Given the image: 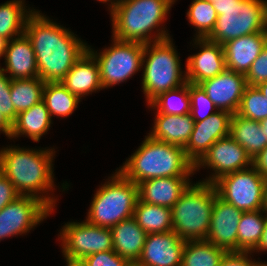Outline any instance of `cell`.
Listing matches in <instances>:
<instances>
[{"mask_svg":"<svg viewBox=\"0 0 267 266\" xmlns=\"http://www.w3.org/2000/svg\"><path fill=\"white\" fill-rule=\"evenodd\" d=\"M24 33L35 52L38 77L45 83L61 82L88 46L71 29L37 9L27 18Z\"/></svg>","mask_w":267,"mask_h":266,"instance_id":"cell-1","label":"cell"},{"mask_svg":"<svg viewBox=\"0 0 267 266\" xmlns=\"http://www.w3.org/2000/svg\"><path fill=\"white\" fill-rule=\"evenodd\" d=\"M55 147L27 148L8 146L0 149V171L20 195L39 198L54 212L58 201L53 197ZM53 192V193H50Z\"/></svg>","mask_w":267,"mask_h":266,"instance_id":"cell-2","label":"cell"},{"mask_svg":"<svg viewBox=\"0 0 267 266\" xmlns=\"http://www.w3.org/2000/svg\"><path fill=\"white\" fill-rule=\"evenodd\" d=\"M176 1L178 0H117L110 11L111 37L143 44L171 38L163 24Z\"/></svg>","mask_w":267,"mask_h":266,"instance_id":"cell-3","label":"cell"},{"mask_svg":"<svg viewBox=\"0 0 267 266\" xmlns=\"http://www.w3.org/2000/svg\"><path fill=\"white\" fill-rule=\"evenodd\" d=\"M117 170L138 185L161 177H192L195 165L183 147L161 142L147 134L136 151Z\"/></svg>","mask_w":267,"mask_h":266,"instance_id":"cell-4","label":"cell"},{"mask_svg":"<svg viewBox=\"0 0 267 266\" xmlns=\"http://www.w3.org/2000/svg\"><path fill=\"white\" fill-rule=\"evenodd\" d=\"M173 38L145 44L142 59V92L148 105L163 92L178 88L186 81Z\"/></svg>","mask_w":267,"mask_h":266,"instance_id":"cell-5","label":"cell"},{"mask_svg":"<svg viewBox=\"0 0 267 266\" xmlns=\"http://www.w3.org/2000/svg\"><path fill=\"white\" fill-rule=\"evenodd\" d=\"M216 193L214 184L191 182L171 208L173 232L184 241L206 240Z\"/></svg>","mask_w":267,"mask_h":266,"instance_id":"cell-6","label":"cell"},{"mask_svg":"<svg viewBox=\"0 0 267 266\" xmlns=\"http://www.w3.org/2000/svg\"><path fill=\"white\" fill-rule=\"evenodd\" d=\"M99 188L90 203L86 221L92 225L112 228L133 217L138 200V185L125 178L117 169Z\"/></svg>","mask_w":267,"mask_h":266,"instance_id":"cell-7","label":"cell"},{"mask_svg":"<svg viewBox=\"0 0 267 266\" xmlns=\"http://www.w3.org/2000/svg\"><path fill=\"white\" fill-rule=\"evenodd\" d=\"M213 5L218 17L208 40L222 45L267 30V0H217Z\"/></svg>","mask_w":267,"mask_h":266,"instance_id":"cell-8","label":"cell"},{"mask_svg":"<svg viewBox=\"0 0 267 266\" xmlns=\"http://www.w3.org/2000/svg\"><path fill=\"white\" fill-rule=\"evenodd\" d=\"M111 39L112 44L100 52L87 46L98 63L103 89L124 83L142 70L145 44Z\"/></svg>","mask_w":267,"mask_h":266,"instance_id":"cell-9","label":"cell"},{"mask_svg":"<svg viewBox=\"0 0 267 266\" xmlns=\"http://www.w3.org/2000/svg\"><path fill=\"white\" fill-rule=\"evenodd\" d=\"M265 180L253 166L226 174L213 184L217 195L244 212L263 209Z\"/></svg>","mask_w":267,"mask_h":266,"instance_id":"cell-10","label":"cell"},{"mask_svg":"<svg viewBox=\"0 0 267 266\" xmlns=\"http://www.w3.org/2000/svg\"><path fill=\"white\" fill-rule=\"evenodd\" d=\"M58 241L64 259L82 260L98 252L113 250L110 228L100 227L83 221L65 223L59 230Z\"/></svg>","mask_w":267,"mask_h":266,"instance_id":"cell-11","label":"cell"},{"mask_svg":"<svg viewBox=\"0 0 267 266\" xmlns=\"http://www.w3.org/2000/svg\"><path fill=\"white\" fill-rule=\"evenodd\" d=\"M50 214L51 209L39 198L20 195L0 210V242L29 233Z\"/></svg>","mask_w":267,"mask_h":266,"instance_id":"cell-12","label":"cell"},{"mask_svg":"<svg viewBox=\"0 0 267 266\" xmlns=\"http://www.w3.org/2000/svg\"><path fill=\"white\" fill-rule=\"evenodd\" d=\"M252 166V158L246 150L231 136L217 140L195 165V172L200 168L210 169L211 174L203 182L213 184L220 177Z\"/></svg>","mask_w":267,"mask_h":266,"instance_id":"cell-13","label":"cell"},{"mask_svg":"<svg viewBox=\"0 0 267 266\" xmlns=\"http://www.w3.org/2000/svg\"><path fill=\"white\" fill-rule=\"evenodd\" d=\"M232 115L230 112L218 110L203 121H195L190 139L183 148L194 165L217 140L229 136Z\"/></svg>","mask_w":267,"mask_h":266,"instance_id":"cell-14","label":"cell"},{"mask_svg":"<svg viewBox=\"0 0 267 266\" xmlns=\"http://www.w3.org/2000/svg\"><path fill=\"white\" fill-rule=\"evenodd\" d=\"M193 48H199L198 53L186 59V81L199 85L204 80L214 78L224 72L226 61L223 46L207 38H193Z\"/></svg>","mask_w":267,"mask_h":266,"instance_id":"cell-15","label":"cell"},{"mask_svg":"<svg viewBox=\"0 0 267 266\" xmlns=\"http://www.w3.org/2000/svg\"><path fill=\"white\" fill-rule=\"evenodd\" d=\"M244 211L224 201L217 193L206 241L228 252H237V232Z\"/></svg>","mask_w":267,"mask_h":266,"instance_id":"cell-16","label":"cell"},{"mask_svg":"<svg viewBox=\"0 0 267 266\" xmlns=\"http://www.w3.org/2000/svg\"><path fill=\"white\" fill-rule=\"evenodd\" d=\"M199 85L218 110L231 114L237 113L244 90L248 86L244 74L227 69Z\"/></svg>","mask_w":267,"mask_h":266,"instance_id":"cell-17","label":"cell"},{"mask_svg":"<svg viewBox=\"0 0 267 266\" xmlns=\"http://www.w3.org/2000/svg\"><path fill=\"white\" fill-rule=\"evenodd\" d=\"M186 241L172 231L147 234L138 266H181Z\"/></svg>","mask_w":267,"mask_h":266,"instance_id":"cell-18","label":"cell"},{"mask_svg":"<svg viewBox=\"0 0 267 266\" xmlns=\"http://www.w3.org/2000/svg\"><path fill=\"white\" fill-rule=\"evenodd\" d=\"M267 44V30L231 39L222 44L227 70L246 75Z\"/></svg>","mask_w":267,"mask_h":266,"instance_id":"cell-19","label":"cell"},{"mask_svg":"<svg viewBox=\"0 0 267 266\" xmlns=\"http://www.w3.org/2000/svg\"><path fill=\"white\" fill-rule=\"evenodd\" d=\"M4 65L0 70L11 79H31L38 77V68L32 43L25 33L7 42Z\"/></svg>","mask_w":267,"mask_h":266,"instance_id":"cell-20","label":"cell"},{"mask_svg":"<svg viewBox=\"0 0 267 266\" xmlns=\"http://www.w3.org/2000/svg\"><path fill=\"white\" fill-rule=\"evenodd\" d=\"M60 83L81 100L103 89L98 63L88 50L76 61Z\"/></svg>","mask_w":267,"mask_h":266,"instance_id":"cell-21","label":"cell"},{"mask_svg":"<svg viewBox=\"0 0 267 266\" xmlns=\"http://www.w3.org/2000/svg\"><path fill=\"white\" fill-rule=\"evenodd\" d=\"M191 180L190 177H161L142 181L138 184V197L147 204L171 209Z\"/></svg>","mask_w":267,"mask_h":266,"instance_id":"cell-22","label":"cell"},{"mask_svg":"<svg viewBox=\"0 0 267 266\" xmlns=\"http://www.w3.org/2000/svg\"><path fill=\"white\" fill-rule=\"evenodd\" d=\"M153 121L152 130L148 135L155 140L183 148L189 141L195 124L191 113L185 115L156 113Z\"/></svg>","mask_w":267,"mask_h":266,"instance_id":"cell-23","label":"cell"},{"mask_svg":"<svg viewBox=\"0 0 267 266\" xmlns=\"http://www.w3.org/2000/svg\"><path fill=\"white\" fill-rule=\"evenodd\" d=\"M113 250L130 263H136L142 253L147 233L133 217L122 220L110 228Z\"/></svg>","mask_w":267,"mask_h":266,"instance_id":"cell-24","label":"cell"},{"mask_svg":"<svg viewBox=\"0 0 267 266\" xmlns=\"http://www.w3.org/2000/svg\"><path fill=\"white\" fill-rule=\"evenodd\" d=\"M53 124L50 113L43 101L33 105L30 109L20 112L12 124L10 139L28 137L33 142H39L47 134ZM14 138V139H13Z\"/></svg>","mask_w":267,"mask_h":266,"instance_id":"cell-25","label":"cell"},{"mask_svg":"<svg viewBox=\"0 0 267 266\" xmlns=\"http://www.w3.org/2000/svg\"><path fill=\"white\" fill-rule=\"evenodd\" d=\"M253 159L267 146V137L261 130L260 121L243 118L233 114L230 123V134Z\"/></svg>","mask_w":267,"mask_h":266,"instance_id":"cell-26","label":"cell"},{"mask_svg":"<svg viewBox=\"0 0 267 266\" xmlns=\"http://www.w3.org/2000/svg\"><path fill=\"white\" fill-rule=\"evenodd\" d=\"M133 218L147 234L173 230L170 208L147 204L139 198L135 205Z\"/></svg>","mask_w":267,"mask_h":266,"instance_id":"cell-27","label":"cell"},{"mask_svg":"<svg viewBox=\"0 0 267 266\" xmlns=\"http://www.w3.org/2000/svg\"><path fill=\"white\" fill-rule=\"evenodd\" d=\"M25 0H10L0 5V36L8 41L22 35L29 15L35 10Z\"/></svg>","mask_w":267,"mask_h":266,"instance_id":"cell-28","label":"cell"},{"mask_svg":"<svg viewBox=\"0 0 267 266\" xmlns=\"http://www.w3.org/2000/svg\"><path fill=\"white\" fill-rule=\"evenodd\" d=\"M42 101L45 103L51 118L56 116L65 119L74 113L82 100L60 82H57L45 83Z\"/></svg>","mask_w":267,"mask_h":266,"instance_id":"cell-29","label":"cell"},{"mask_svg":"<svg viewBox=\"0 0 267 266\" xmlns=\"http://www.w3.org/2000/svg\"><path fill=\"white\" fill-rule=\"evenodd\" d=\"M263 210L243 212L238 225L237 252H252L261 239L267 216Z\"/></svg>","mask_w":267,"mask_h":266,"instance_id":"cell-30","label":"cell"},{"mask_svg":"<svg viewBox=\"0 0 267 266\" xmlns=\"http://www.w3.org/2000/svg\"><path fill=\"white\" fill-rule=\"evenodd\" d=\"M226 253L206 240L186 241L181 266H219Z\"/></svg>","mask_w":267,"mask_h":266,"instance_id":"cell-31","label":"cell"},{"mask_svg":"<svg viewBox=\"0 0 267 266\" xmlns=\"http://www.w3.org/2000/svg\"><path fill=\"white\" fill-rule=\"evenodd\" d=\"M45 82L39 77L11 79L10 95L17 114L30 109L43 99Z\"/></svg>","mask_w":267,"mask_h":266,"instance_id":"cell-32","label":"cell"},{"mask_svg":"<svg viewBox=\"0 0 267 266\" xmlns=\"http://www.w3.org/2000/svg\"><path fill=\"white\" fill-rule=\"evenodd\" d=\"M148 108L155 111L154 114L185 115L190 113L189 82L161 93L148 104Z\"/></svg>","mask_w":267,"mask_h":266,"instance_id":"cell-33","label":"cell"},{"mask_svg":"<svg viewBox=\"0 0 267 266\" xmlns=\"http://www.w3.org/2000/svg\"><path fill=\"white\" fill-rule=\"evenodd\" d=\"M186 15L196 31L194 38H207L214 29L218 17L213 3L207 0H192Z\"/></svg>","mask_w":267,"mask_h":266,"instance_id":"cell-34","label":"cell"},{"mask_svg":"<svg viewBox=\"0 0 267 266\" xmlns=\"http://www.w3.org/2000/svg\"><path fill=\"white\" fill-rule=\"evenodd\" d=\"M236 114L243 118L261 121L267 118V99L256 86H247Z\"/></svg>","mask_w":267,"mask_h":266,"instance_id":"cell-35","label":"cell"},{"mask_svg":"<svg viewBox=\"0 0 267 266\" xmlns=\"http://www.w3.org/2000/svg\"><path fill=\"white\" fill-rule=\"evenodd\" d=\"M189 96L191 104L190 113L194 121H203L218 111L200 85L189 83Z\"/></svg>","mask_w":267,"mask_h":266,"instance_id":"cell-36","label":"cell"},{"mask_svg":"<svg viewBox=\"0 0 267 266\" xmlns=\"http://www.w3.org/2000/svg\"><path fill=\"white\" fill-rule=\"evenodd\" d=\"M11 78L2 70H0V112L12 124L17 118L10 95Z\"/></svg>","mask_w":267,"mask_h":266,"instance_id":"cell-37","label":"cell"},{"mask_svg":"<svg viewBox=\"0 0 267 266\" xmlns=\"http://www.w3.org/2000/svg\"><path fill=\"white\" fill-rule=\"evenodd\" d=\"M245 78L248 86H257L259 83L267 81V44L252 63Z\"/></svg>","mask_w":267,"mask_h":266,"instance_id":"cell-38","label":"cell"},{"mask_svg":"<svg viewBox=\"0 0 267 266\" xmlns=\"http://www.w3.org/2000/svg\"><path fill=\"white\" fill-rule=\"evenodd\" d=\"M86 266H129L131 263L114 250L94 253L82 259Z\"/></svg>","mask_w":267,"mask_h":266,"instance_id":"cell-39","label":"cell"},{"mask_svg":"<svg viewBox=\"0 0 267 266\" xmlns=\"http://www.w3.org/2000/svg\"><path fill=\"white\" fill-rule=\"evenodd\" d=\"M19 196L11 181L0 171V210Z\"/></svg>","mask_w":267,"mask_h":266,"instance_id":"cell-40","label":"cell"},{"mask_svg":"<svg viewBox=\"0 0 267 266\" xmlns=\"http://www.w3.org/2000/svg\"><path fill=\"white\" fill-rule=\"evenodd\" d=\"M253 254L250 252H228L219 266H251Z\"/></svg>","mask_w":267,"mask_h":266,"instance_id":"cell-41","label":"cell"},{"mask_svg":"<svg viewBox=\"0 0 267 266\" xmlns=\"http://www.w3.org/2000/svg\"><path fill=\"white\" fill-rule=\"evenodd\" d=\"M254 169L267 178V146L252 159Z\"/></svg>","mask_w":267,"mask_h":266,"instance_id":"cell-42","label":"cell"},{"mask_svg":"<svg viewBox=\"0 0 267 266\" xmlns=\"http://www.w3.org/2000/svg\"><path fill=\"white\" fill-rule=\"evenodd\" d=\"M2 133L5 134L8 139H10L12 134V123L0 112V134Z\"/></svg>","mask_w":267,"mask_h":266,"instance_id":"cell-43","label":"cell"},{"mask_svg":"<svg viewBox=\"0 0 267 266\" xmlns=\"http://www.w3.org/2000/svg\"><path fill=\"white\" fill-rule=\"evenodd\" d=\"M267 251V220L264 225V230L261 236V239L258 243V246L251 252L252 254L255 253H261V252H266Z\"/></svg>","mask_w":267,"mask_h":266,"instance_id":"cell-44","label":"cell"},{"mask_svg":"<svg viewBox=\"0 0 267 266\" xmlns=\"http://www.w3.org/2000/svg\"><path fill=\"white\" fill-rule=\"evenodd\" d=\"M8 40L0 36V59L3 58ZM1 64V63H0Z\"/></svg>","mask_w":267,"mask_h":266,"instance_id":"cell-45","label":"cell"},{"mask_svg":"<svg viewBox=\"0 0 267 266\" xmlns=\"http://www.w3.org/2000/svg\"><path fill=\"white\" fill-rule=\"evenodd\" d=\"M256 87L263 94V96L267 99V81L259 83Z\"/></svg>","mask_w":267,"mask_h":266,"instance_id":"cell-46","label":"cell"},{"mask_svg":"<svg viewBox=\"0 0 267 266\" xmlns=\"http://www.w3.org/2000/svg\"><path fill=\"white\" fill-rule=\"evenodd\" d=\"M66 266H86L85 263L82 260H68L65 259Z\"/></svg>","mask_w":267,"mask_h":266,"instance_id":"cell-47","label":"cell"},{"mask_svg":"<svg viewBox=\"0 0 267 266\" xmlns=\"http://www.w3.org/2000/svg\"><path fill=\"white\" fill-rule=\"evenodd\" d=\"M264 213L267 216V178L265 180V185H264V204H263V209Z\"/></svg>","mask_w":267,"mask_h":266,"instance_id":"cell-48","label":"cell"},{"mask_svg":"<svg viewBox=\"0 0 267 266\" xmlns=\"http://www.w3.org/2000/svg\"><path fill=\"white\" fill-rule=\"evenodd\" d=\"M101 3H107L109 11H111L116 4L117 0H97Z\"/></svg>","mask_w":267,"mask_h":266,"instance_id":"cell-49","label":"cell"},{"mask_svg":"<svg viewBox=\"0 0 267 266\" xmlns=\"http://www.w3.org/2000/svg\"><path fill=\"white\" fill-rule=\"evenodd\" d=\"M261 130L264 131L265 137H267V118L260 121Z\"/></svg>","mask_w":267,"mask_h":266,"instance_id":"cell-50","label":"cell"},{"mask_svg":"<svg viewBox=\"0 0 267 266\" xmlns=\"http://www.w3.org/2000/svg\"><path fill=\"white\" fill-rule=\"evenodd\" d=\"M251 266H267V262L257 261L256 259L252 258V265Z\"/></svg>","mask_w":267,"mask_h":266,"instance_id":"cell-51","label":"cell"},{"mask_svg":"<svg viewBox=\"0 0 267 266\" xmlns=\"http://www.w3.org/2000/svg\"><path fill=\"white\" fill-rule=\"evenodd\" d=\"M129 266H138V265H136L135 263H131Z\"/></svg>","mask_w":267,"mask_h":266,"instance_id":"cell-52","label":"cell"},{"mask_svg":"<svg viewBox=\"0 0 267 266\" xmlns=\"http://www.w3.org/2000/svg\"><path fill=\"white\" fill-rule=\"evenodd\" d=\"M207 1H210V2L214 3V2H216L217 0H207Z\"/></svg>","mask_w":267,"mask_h":266,"instance_id":"cell-53","label":"cell"}]
</instances>
